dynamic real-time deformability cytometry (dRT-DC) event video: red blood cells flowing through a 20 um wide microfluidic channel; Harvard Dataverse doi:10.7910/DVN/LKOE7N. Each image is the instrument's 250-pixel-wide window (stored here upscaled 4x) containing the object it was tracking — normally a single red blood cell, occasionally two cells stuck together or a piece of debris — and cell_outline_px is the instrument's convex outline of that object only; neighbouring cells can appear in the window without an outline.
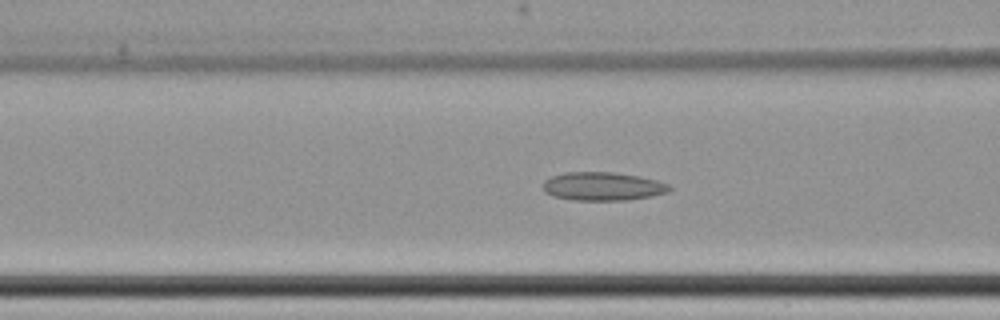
{"species": "common noctule bat (a hibernating species)", "species_latin": "Nyctalus noctula", "temperature_condition": "cold", "stored_images_in_passage": 65, "camera_frame_rate_fps": 3000, "um_per_image_px": 0.085, "animal": {"sex": "female", "body_mass_g": 22.7, "forearm_length_mm": 54.2}, "frame": {"image": 1, "passage_image": 30, "time_ms": 9.667, "image_size_px": [1000, 320], "cell_outline_px": [[672, 188], [668, 192], [652, 196], [624, 200], [576, 200], [552, 196], [544, 192], [544, 180], [552, 176], [564, 172], [612, 172], [640, 176], [656, 180], [668, 184]], "centroid_in_image_um": [51.23, 15.83], "position_along_channel_um": 115.4, "area_um2": 20.92}}
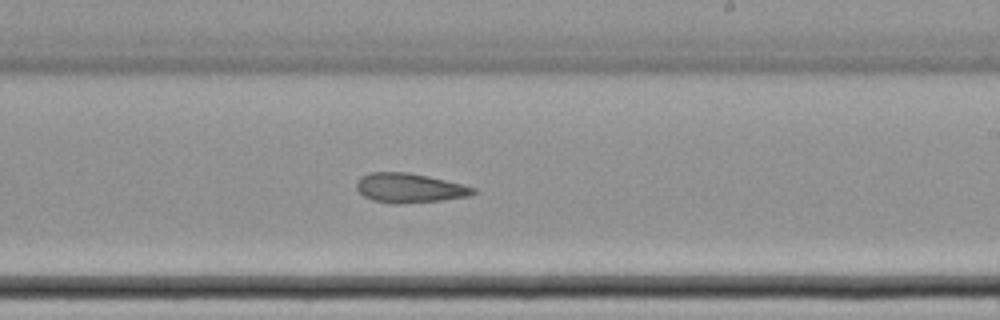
{"frame": {"image": 2, "passage_image": 42, "time_ms": 13.667, "image_size_px": [1000, 320], "cell_outline_px": [[476, 192], [472, 196], [440, 200], [400, 204], [392, 204], [372, 200], [364, 196], [356, 188], [356, 180], [360, 176], [368, 172], [408, 172], [428, 176], [476, 188]], "centroid_in_image_um": [34.76, 15.98], "position_along_channel_um": 254.2, "area_um2": 20.11}}
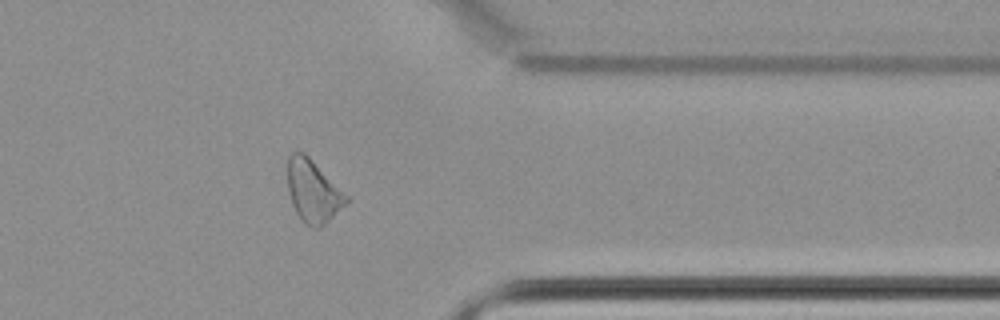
{"frame": {"image": 3, "passage_image": 54, "time_ms": 17.667, "image_size_px": [1000, 320], "cell_outline_px": [[348, 200], [320, 228], [312, 228], [304, 224], [300, 220], [292, 204], [288, 192], [288, 156], [292, 152], [304, 152], [348, 196]], "centroid_in_image_um": [26.57, 16.26], "position_along_channel_um": 384.8, "area_um2": 20.98}, "authors_computed_cell_mechanics": {"area_um2": 22.8888, "velocity_mm_per_s": 3.4704, "shape_relaxation_time_tau1_ms": null, "shape_relaxation_time_tau2_ms": 2.8954, "deformation_change_tau1": null, "deformation_change_tau2": 0.1022}}